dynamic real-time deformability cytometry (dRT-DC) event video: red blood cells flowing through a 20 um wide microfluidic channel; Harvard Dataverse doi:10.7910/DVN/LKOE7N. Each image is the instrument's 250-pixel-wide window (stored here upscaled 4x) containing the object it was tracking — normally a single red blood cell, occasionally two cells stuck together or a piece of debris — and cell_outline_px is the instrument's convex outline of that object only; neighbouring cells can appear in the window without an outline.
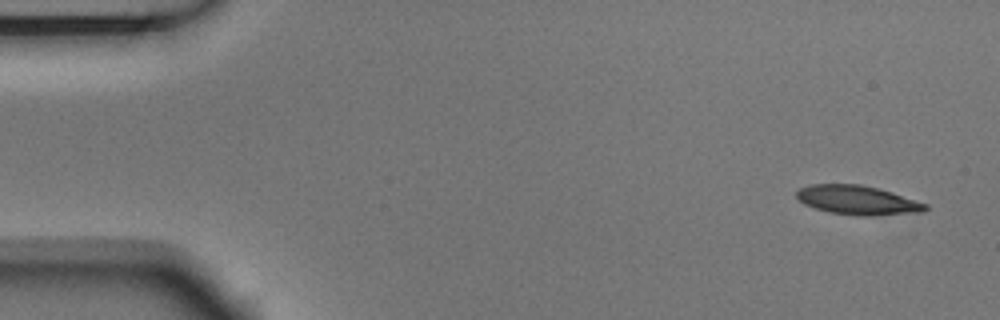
{"species": "Egyptian fruit bat (a non-hibernating species)", "species_latin": "Rousettus aegyptiacus", "temperature_condition": "room temperature", "stored_images_in_passage": 9, "camera_frame_rate_fps": 3000, "um_per_image_px": 0.085, "animal": {"sex": "male"}, "frame": {"image": 1, "passage_image": 1, "time_ms": 0.0, "image_size_px": [1000, 320], "cell_outline_px": [[928, 208], [924, 212], [872, 216], [856, 216], [828, 212], [804, 204], [796, 196], [796, 192], [800, 188], [812, 184], [860, 184], [880, 188], [928, 204]], "centroid_in_image_um": [72.93, 17.02], "position_along_channel_um": 12.1, "area_um2": 22.08}}
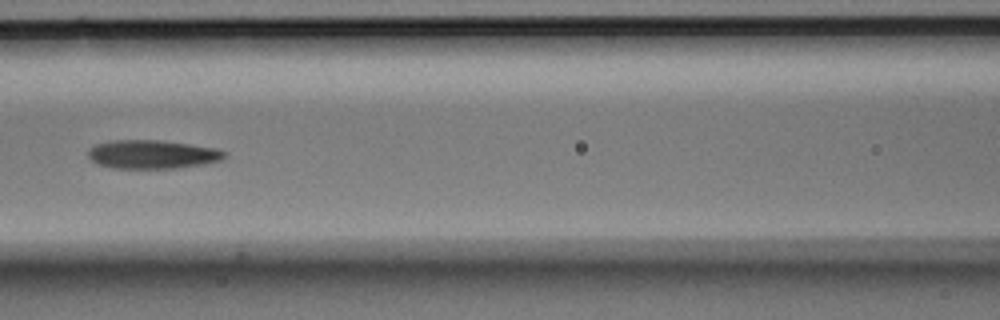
{"frame": {"image": 2, "passage_image": 7, "time_ms": 2.0, "image_size_px": [1000, 320], "cell_outline_px": [[228, 152], [220, 160], [204, 164], [176, 168], [112, 168], [100, 164], [92, 160], [88, 156], [88, 148], [92, 144], [112, 140], [160, 140], [216, 148]], "centroid_in_image_um": [12.91, 13.11], "position_along_channel_um": 153.7, "area_um2": 22.77}}
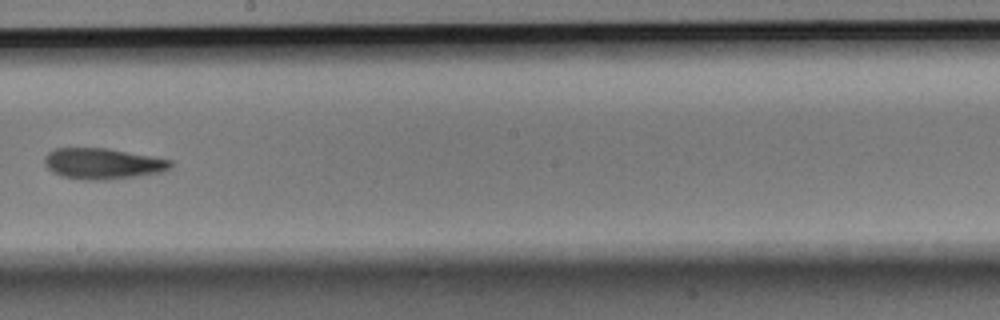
{"frame": {"image": 3, "passage_image": 9, "time_ms": 2.667, "image_size_px": [1000, 320], "cell_outline_px": [[172, 164], [168, 168], [160, 172], [104, 180], [88, 180], [60, 176], [52, 172], [44, 164], [44, 156], [48, 152], [56, 148], [108, 148], [152, 156], [172, 160]], "centroid_in_image_um": [8.67, 13.89], "position_along_channel_um": 239.5, "area_um2": 22.54}}